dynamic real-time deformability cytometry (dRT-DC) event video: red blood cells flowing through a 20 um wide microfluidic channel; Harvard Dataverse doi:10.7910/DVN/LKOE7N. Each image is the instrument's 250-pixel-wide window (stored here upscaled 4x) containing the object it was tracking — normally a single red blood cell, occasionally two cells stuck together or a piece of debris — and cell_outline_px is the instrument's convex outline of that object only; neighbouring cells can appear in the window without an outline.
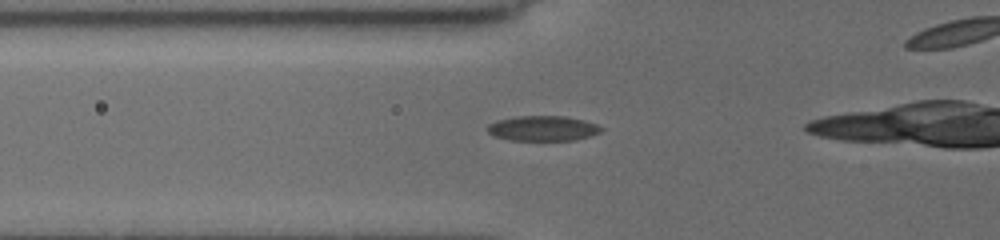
{"species": "common noctule bat (a hibernating species)", "species_latin": "Nyctalus noctula", "temperature_condition": "cold", "stored_images_in_passage": 18, "camera_frame_rate_fps": 3000, "um_per_image_px": 0.085, "animal": {"sex": "female", "body_mass_g": 19.5, "forearm_length_mm": 54.1}, "frame": {"image": 1, "passage_image": 11, "time_ms": 2.333, "image_size_px": [1000, 240], "cell_outline_px": [[604, 128], [600, 132], [576, 140], [508, 140], [496, 136], [488, 132], [488, 124], [496, 120], [516, 116], [564, 116], [584, 120], [596, 124]], "centroid_in_image_um": [46.14, 10.9], "position_along_channel_um": 79.7, "area_um2": 16.59}}
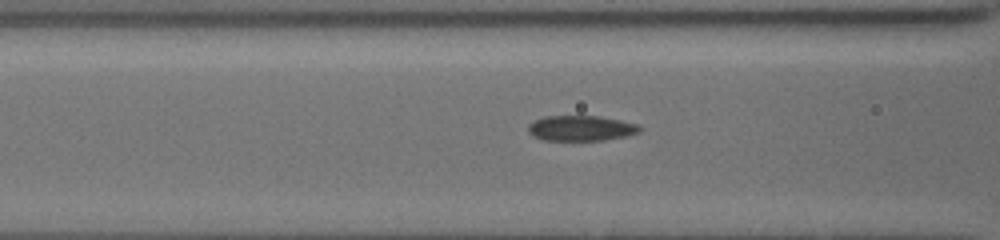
{"frame": {"image": 2, "passage_image": 16, "time_ms": 3.333, "image_size_px": [1000, 240], "cell_outline_px": [[640, 132], [628, 136], [604, 140], [544, 140], [528, 132], [528, 124], [544, 116], [596, 116], [636, 124], [640, 128]], "centroid_in_image_um": [49.37, 10.9], "position_along_channel_um": 117.2, "area_um2": 16.18}}